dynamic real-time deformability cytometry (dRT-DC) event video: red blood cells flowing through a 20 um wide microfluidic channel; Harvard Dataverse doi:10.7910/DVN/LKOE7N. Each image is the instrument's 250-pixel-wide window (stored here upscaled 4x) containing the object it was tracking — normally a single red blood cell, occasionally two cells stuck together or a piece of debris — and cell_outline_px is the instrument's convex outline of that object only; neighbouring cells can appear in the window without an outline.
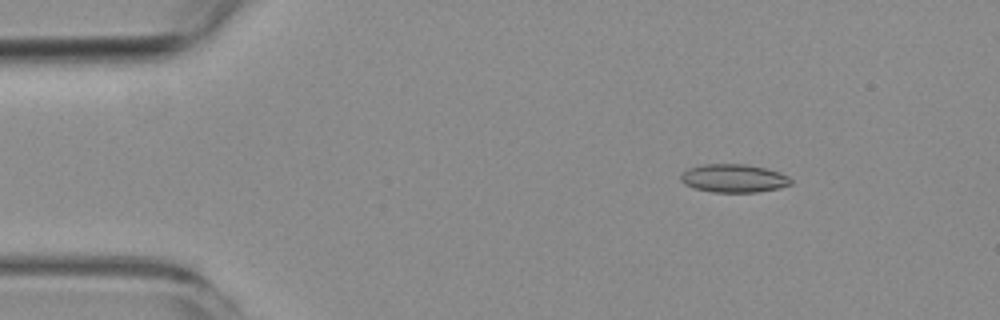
{"species": "common noctule bat (a hibernating species)", "species_latin": "Nyctalus noctula", "temperature_condition": "room temperature", "stored_images_in_passage": 8, "camera_frame_rate_fps": 3000, "um_per_image_px": 0.085, "animal": {"sex": "female", "body_mass_g": 19.3, "forearm_length_mm": 54.1}, "frame": {"image": 1, "passage_image": 2, "time_ms": 1.667, "image_size_px": [1000, 320], "cell_outline_px": [[792, 184], [780, 188], [756, 192], [712, 192], [696, 188], [684, 184], [680, 180], [680, 172], [688, 168], [700, 164], [744, 164], [764, 168], [780, 172], [788, 176], [792, 180]], "centroid_in_image_um": [62.34, 15.15], "position_along_channel_um": 22.7, "area_um2": 18.26}}
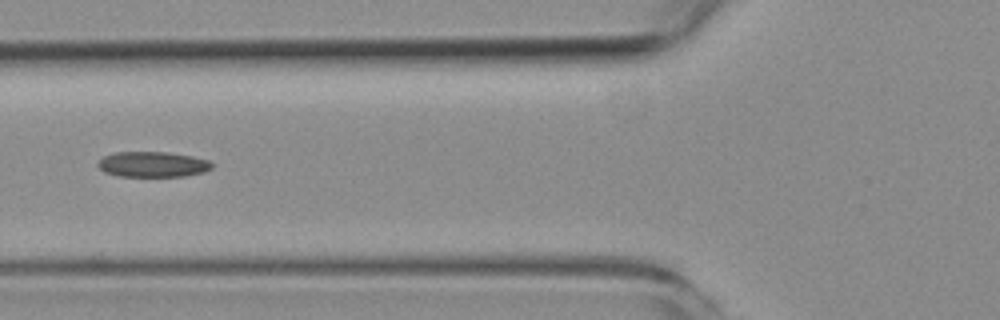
{"frame": {"image": 2, "passage_image": 5, "time_ms": 6.0, "image_size_px": [1000, 320], "cell_outline_px": [[212, 168], [204, 172], [184, 176], [116, 176], [104, 172], [96, 164], [104, 156], [116, 152], [168, 152], [192, 156], [208, 160], [212, 164]], "centroid_in_image_um": [12.97, 13.97], "position_along_channel_um": 112.8, "area_um2": 16.88}}
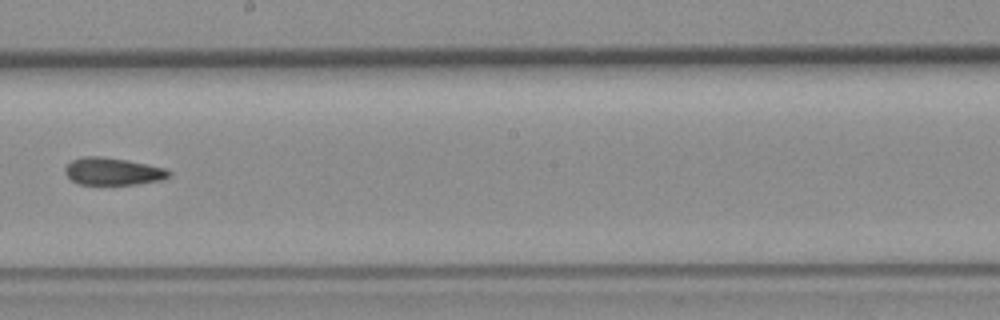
{"frame": {"image": 3, "passage_image": 8, "time_ms": 9.333, "image_size_px": [1000, 320], "cell_outline_px": [[172, 172], [168, 176], [160, 180], [136, 184], [76, 184], [64, 172], [64, 168], [72, 160], [84, 156], [100, 156], [128, 160], [148, 164], [164, 168]], "centroid_in_image_um": [9.57, 14.56], "position_along_channel_um": 238.6, "area_um2": 16.47}}